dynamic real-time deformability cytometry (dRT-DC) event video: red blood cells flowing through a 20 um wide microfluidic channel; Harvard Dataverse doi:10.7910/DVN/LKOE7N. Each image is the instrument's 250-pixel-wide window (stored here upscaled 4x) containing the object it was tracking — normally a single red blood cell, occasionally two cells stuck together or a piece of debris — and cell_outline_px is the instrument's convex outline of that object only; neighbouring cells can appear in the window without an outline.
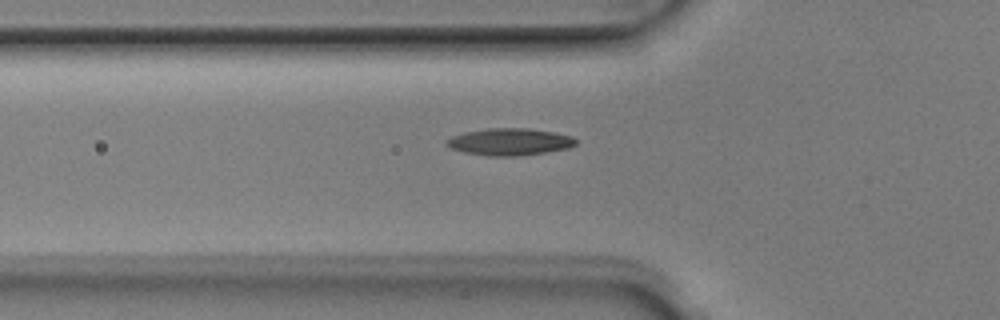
{"species": "Egyptian fruit bat (a non-hibernating species)", "species_latin": "Rousettus aegyptiacus", "temperature_condition": "room temperature", "stored_images_in_passage": 6, "camera_frame_rate_fps": 3000, "um_per_image_px": 0.085, "animal": {"sex": "male"}, "frame": {"image": 1, "passage_image": 6, "time_ms": 1.667, "image_size_px": [1000, 320], "cell_outline_px": [[576, 144], [568, 148], [544, 152], [516, 156], [488, 156], [464, 152], [452, 148], [444, 144], [444, 140], [452, 136], [464, 132], [488, 128], [528, 128], [552, 132], [572, 136], [576, 140]], "centroid_in_image_um": [43.27, 12.05], "position_along_channel_um": 82.5, "area_um2": 20.29}}